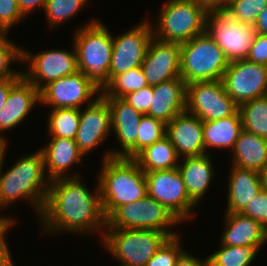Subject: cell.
<instances>
[{"label": "cell", "instance_id": "obj_1", "mask_svg": "<svg viewBox=\"0 0 267 266\" xmlns=\"http://www.w3.org/2000/svg\"><path fill=\"white\" fill-rule=\"evenodd\" d=\"M93 194L79 177L51 180L40 220L48 233L68 231L88 233L107 225L99 184ZM48 230V231H47Z\"/></svg>", "mask_w": 267, "mask_h": 266}, {"label": "cell", "instance_id": "obj_2", "mask_svg": "<svg viewBox=\"0 0 267 266\" xmlns=\"http://www.w3.org/2000/svg\"><path fill=\"white\" fill-rule=\"evenodd\" d=\"M104 214L147 195L145 172L133 158L112 157L102 161L98 178Z\"/></svg>", "mask_w": 267, "mask_h": 266}, {"label": "cell", "instance_id": "obj_3", "mask_svg": "<svg viewBox=\"0 0 267 266\" xmlns=\"http://www.w3.org/2000/svg\"><path fill=\"white\" fill-rule=\"evenodd\" d=\"M45 170L44 154L39 150L23 156L5 173L1 172L0 208L23 198L31 201L40 216L51 182L46 180Z\"/></svg>", "mask_w": 267, "mask_h": 266}, {"label": "cell", "instance_id": "obj_4", "mask_svg": "<svg viewBox=\"0 0 267 266\" xmlns=\"http://www.w3.org/2000/svg\"><path fill=\"white\" fill-rule=\"evenodd\" d=\"M92 20V21H91ZM77 29L73 40L78 71L102 92L109 84V68L113 50V35L102 22L91 19Z\"/></svg>", "mask_w": 267, "mask_h": 266}, {"label": "cell", "instance_id": "obj_5", "mask_svg": "<svg viewBox=\"0 0 267 266\" xmlns=\"http://www.w3.org/2000/svg\"><path fill=\"white\" fill-rule=\"evenodd\" d=\"M180 59V77L186 84L222 80L229 65L223 50L206 31L181 44Z\"/></svg>", "mask_w": 267, "mask_h": 266}, {"label": "cell", "instance_id": "obj_6", "mask_svg": "<svg viewBox=\"0 0 267 266\" xmlns=\"http://www.w3.org/2000/svg\"><path fill=\"white\" fill-rule=\"evenodd\" d=\"M159 13L156 39L184 43L205 32L207 8L195 0H168Z\"/></svg>", "mask_w": 267, "mask_h": 266}, {"label": "cell", "instance_id": "obj_7", "mask_svg": "<svg viewBox=\"0 0 267 266\" xmlns=\"http://www.w3.org/2000/svg\"><path fill=\"white\" fill-rule=\"evenodd\" d=\"M102 234L103 245L121 266H146L169 238L162 231L149 229H106Z\"/></svg>", "mask_w": 267, "mask_h": 266}, {"label": "cell", "instance_id": "obj_8", "mask_svg": "<svg viewBox=\"0 0 267 266\" xmlns=\"http://www.w3.org/2000/svg\"><path fill=\"white\" fill-rule=\"evenodd\" d=\"M181 223L161 203L145 195L136 202L119 206L108 218L105 229H149L169 237L178 235L170 226Z\"/></svg>", "mask_w": 267, "mask_h": 266}, {"label": "cell", "instance_id": "obj_9", "mask_svg": "<svg viewBox=\"0 0 267 266\" xmlns=\"http://www.w3.org/2000/svg\"><path fill=\"white\" fill-rule=\"evenodd\" d=\"M205 31L223 50L229 62L246 59L256 35L253 25L233 18L225 8L207 10Z\"/></svg>", "mask_w": 267, "mask_h": 266}, {"label": "cell", "instance_id": "obj_10", "mask_svg": "<svg viewBox=\"0 0 267 266\" xmlns=\"http://www.w3.org/2000/svg\"><path fill=\"white\" fill-rule=\"evenodd\" d=\"M239 106L226 93L222 80L187 84L186 111L203 122L234 115Z\"/></svg>", "mask_w": 267, "mask_h": 266}, {"label": "cell", "instance_id": "obj_11", "mask_svg": "<svg viewBox=\"0 0 267 266\" xmlns=\"http://www.w3.org/2000/svg\"><path fill=\"white\" fill-rule=\"evenodd\" d=\"M147 194L161 203L180 222L193 216L196 203L189 197L177 168L145 172ZM191 212V213H190Z\"/></svg>", "mask_w": 267, "mask_h": 266}, {"label": "cell", "instance_id": "obj_12", "mask_svg": "<svg viewBox=\"0 0 267 266\" xmlns=\"http://www.w3.org/2000/svg\"><path fill=\"white\" fill-rule=\"evenodd\" d=\"M222 82L226 93L240 106L267 95V66L246 59L229 62Z\"/></svg>", "mask_w": 267, "mask_h": 266}, {"label": "cell", "instance_id": "obj_13", "mask_svg": "<svg viewBox=\"0 0 267 266\" xmlns=\"http://www.w3.org/2000/svg\"><path fill=\"white\" fill-rule=\"evenodd\" d=\"M73 50H47L36 55L22 50V62H29L30 68L22 75L41 91L49 83L78 71L75 46Z\"/></svg>", "mask_w": 267, "mask_h": 266}, {"label": "cell", "instance_id": "obj_14", "mask_svg": "<svg viewBox=\"0 0 267 266\" xmlns=\"http://www.w3.org/2000/svg\"><path fill=\"white\" fill-rule=\"evenodd\" d=\"M151 22L148 20L131 28L123 34L113 37L112 58L109 68V82L118 74L142 65L153 36Z\"/></svg>", "mask_w": 267, "mask_h": 266}, {"label": "cell", "instance_id": "obj_15", "mask_svg": "<svg viewBox=\"0 0 267 266\" xmlns=\"http://www.w3.org/2000/svg\"><path fill=\"white\" fill-rule=\"evenodd\" d=\"M99 91L85 77V74L77 71L46 85L40 91V103L51 105L52 109H81L82 104L86 102H88V105L92 104L100 96L101 92ZM94 95H96V98Z\"/></svg>", "mask_w": 267, "mask_h": 266}, {"label": "cell", "instance_id": "obj_16", "mask_svg": "<svg viewBox=\"0 0 267 266\" xmlns=\"http://www.w3.org/2000/svg\"><path fill=\"white\" fill-rule=\"evenodd\" d=\"M113 130V112L100 95L92 104L80 109V122L75 138L79 151L86 153L101 145ZM110 132V133H109Z\"/></svg>", "mask_w": 267, "mask_h": 266}, {"label": "cell", "instance_id": "obj_17", "mask_svg": "<svg viewBox=\"0 0 267 266\" xmlns=\"http://www.w3.org/2000/svg\"><path fill=\"white\" fill-rule=\"evenodd\" d=\"M103 98L113 112V131L123 150L108 151L103 160L112 157L134 158L138 154V128L143 114L136 111L122 98Z\"/></svg>", "mask_w": 267, "mask_h": 266}, {"label": "cell", "instance_id": "obj_18", "mask_svg": "<svg viewBox=\"0 0 267 266\" xmlns=\"http://www.w3.org/2000/svg\"><path fill=\"white\" fill-rule=\"evenodd\" d=\"M180 49V43L151 39L141 65L148 85L180 77Z\"/></svg>", "mask_w": 267, "mask_h": 266}, {"label": "cell", "instance_id": "obj_19", "mask_svg": "<svg viewBox=\"0 0 267 266\" xmlns=\"http://www.w3.org/2000/svg\"><path fill=\"white\" fill-rule=\"evenodd\" d=\"M179 156L198 157L207 154L204 145L203 121L187 111L166 124L165 135Z\"/></svg>", "mask_w": 267, "mask_h": 266}, {"label": "cell", "instance_id": "obj_20", "mask_svg": "<svg viewBox=\"0 0 267 266\" xmlns=\"http://www.w3.org/2000/svg\"><path fill=\"white\" fill-rule=\"evenodd\" d=\"M37 102H40V91L22 75L11 86L6 104L0 111V132L19 125Z\"/></svg>", "mask_w": 267, "mask_h": 266}, {"label": "cell", "instance_id": "obj_21", "mask_svg": "<svg viewBox=\"0 0 267 266\" xmlns=\"http://www.w3.org/2000/svg\"><path fill=\"white\" fill-rule=\"evenodd\" d=\"M152 89V103L146 115L167 124L186 111L187 84L181 77L154 85Z\"/></svg>", "mask_w": 267, "mask_h": 266}, {"label": "cell", "instance_id": "obj_22", "mask_svg": "<svg viewBox=\"0 0 267 266\" xmlns=\"http://www.w3.org/2000/svg\"><path fill=\"white\" fill-rule=\"evenodd\" d=\"M226 226L221 238L222 245H253L258 250L267 242V229L255 219L242 213H225Z\"/></svg>", "mask_w": 267, "mask_h": 266}, {"label": "cell", "instance_id": "obj_23", "mask_svg": "<svg viewBox=\"0 0 267 266\" xmlns=\"http://www.w3.org/2000/svg\"><path fill=\"white\" fill-rule=\"evenodd\" d=\"M44 154L45 170L48 172L49 180L65 177H78L77 174L70 176L66 170L73 165V163H80L83 154L79 151L75 140L69 138L51 137L50 142L46 147L40 149Z\"/></svg>", "mask_w": 267, "mask_h": 266}, {"label": "cell", "instance_id": "obj_24", "mask_svg": "<svg viewBox=\"0 0 267 266\" xmlns=\"http://www.w3.org/2000/svg\"><path fill=\"white\" fill-rule=\"evenodd\" d=\"M228 179V202L225 213H241L262 190L259 172L232 165Z\"/></svg>", "mask_w": 267, "mask_h": 266}, {"label": "cell", "instance_id": "obj_25", "mask_svg": "<svg viewBox=\"0 0 267 266\" xmlns=\"http://www.w3.org/2000/svg\"><path fill=\"white\" fill-rule=\"evenodd\" d=\"M208 154L186 157L177 167L189 197L197 204L208 190L213 178V164Z\"/></svg>", "mask_w": 267, "mask_h": 266}, {"label": "cell", "instance_id": "obj_26", "mask_svg": "<svg viewBox=\"0 0 267 266\" xmlns=\"http://www.w3.org/2000/svg\"><path fill=\"white\" fill-rule=\"evenodd\" d=\"M232 164L260 172L267 166V139L242 130L233 149Z\"/></svg>", "mask_w": 267, "mask_h": 266}, {"label": "cell", "instance_id": "obj_27", "mask_svg": "<svg viewBox=\"0 0 267 266\" xmlns=\"http://www.w3.org/2000/svg\"><path fill=\"white\" fill-rule=\"evenodd\" d=\"M243 130L239 110L232 116L203 122L205 151L209 147L234 149L236 141Z\"/></svg>", "mask_w": 267, "mask_h": 266}, {"label": "cell", "instance_id": "obj_28", "mask_svg": "<svg viewBox=\"0 0 267 266\" xmlns=\"http://www.w3.org/2000/svg\"><path fill=\"white\" fill-rule=\"evenodd\" d=\"M133 159L144 172L174 169L180 162L175 147L166 136L145 147Z\"/></svg>", "mask_w": 267, "mask_h": 266}, {"label": "cell", "instance_id": "obj_29", "mask_svg": "<svg viewBox=\"0 0 267 266\" xmlns=\"http://www.w3.org/2000/svg\"><path fill=\"white\" fill-rule=\"evenodd\" d=\"M243 129L267 139V95L239 106Z\"/></svg>", "mask_w": 267, "mask_h": 266}, {"label": "cell", "instance_id": "obj_30", "mask_svg": "<svg viewBox=\"0 0 267 266\" xmlns=\"http://www.w3.org/2000/svg\"><path fill=\"white\" fill-rule=\"evenodd\" d=\"M50 111L47 123L50 137L75 140L80 122V109L55 108Z\"/></svg>", "mask_w": 267, "mask_h": 266}, {"label": "cell", "instance_id": "obj_31", "mask_svg": "<svg viewBox=\"0 0 267 266\" xmlns=\"http://www.w3.org/2000/svg\"><path fill=\"white\" fill-rule=\"evenodd\" d=\"M142 67H136L128 72L115 75L101 92L102 97L122 98L128 93L136 92L147 86Z\"/></svg>", "mask_w": 267, "mask_h": 266}, {"label": "cell", "instance_id": "obj_32", "mask_svg": "<svg viewBox=\"0 0 267 266\" xmlns=\"http://www.w3.org/2000/svg\"><path fill=\"white\" fill-rule=\"evenodd\" d=\"M220 246L219 250L208 256L210 266H250L259 251L253 245Z\"/></svg>", "mask_w": 267, "mask_h": 266}, {"label": "cell", "instance_id": "obj_33", "mask_svg": "<svg viewBox=\"0 0 267 266\" xmlns=\"http://www.w3.org/2000/svg\"><path fill=\"white\" fill-rule=\"evenodd\" d=\"M88 0H46L44 12L50 28L61 24L74 16Z\"/></svg>", "mask_w": 267, "mask_h": 266}, {"label": "cell", "instance_id": "obj_34", "mask_svg": "<svg viewBox=\"0 0 267 266\" xmlns=\"http://www.w3.org/2000/svg\"><path fill=\"white\" fill-rule=\"evenodd\" d=\"M267 6V0H230L225 9L240 22L253 25Z\"/></svg>", "mask_w": 267, "mask_h": 266}, {"label": "cell", "instance_id": "obj_35", "mask_svg": "<svg viewBox=\"0 0 267 266\" xmlns=\"http://www.w3.org/2000/svg\"><path fill=\"white\" fill-rule=\"evenodd\" d=\"M138 129V153L166 135V124L148 115L142 116Z\"/></svg>", "mask_w": 267, "mask_h": 266}, {"label": "cell", "instance_id": "obj_36", "mask_svg": "<svg viewBox=\"0 0 267 266\" xmlns=\"http://www.w3.org/2000/svg\"><path fill=\"white\" fill-rule=\"evenodd\" d=\"M11 43L6 38L0 44V81L7 79H19L22 76V72L10 69L12 61H22V48Z\"/></svg>", "mask_w": 267, "mask_h": 266}, {"label": "cell", "instance_id": "obj_37", "mask_svg": "<svg viewBox=\"0 0 267 266\" xmlns=\"http://www.w3.org/2000/svg\"><path fill=\"white\" fill-rule=\"evenodd\" d=\"M179 240V234L169 237L147 262L146 266H175L177 259L185 251L181 248Z\"/></svg>", "mask_w": 267, "mask_h": 266}, {"label": "cell", "instance_id": "obj_38", "mask_svg": "<svg viewBox=\"0 0 267 266\" xmlns=\"http://www.w3.org/2000/svg\"><path fill=\"white\" fill-rule=\"evenodd\" d=\"M241 213L255 219L267 229V192L261 190Z\"/></svg>", "mask_w": 267, "mask_h": 266}, {"label": "cell", "instance_id": "obj_39", "mask_svg": "<svg viewBox=\"0 0 267 266\" xmlns=\"http://www.w3.org/2000/svg\"><path fill=\"white\" fill-rule=\"evenodd\" d=\"M151 97H153V89L152 86L147 85L139 91L126 94L122 99L136 111L146 115L152 103Z\"/></svg>", "mask_w": 267, "mask_h": 266}, {"label": "cell", "instance_id": "obj_40", "mask_svg": "<svg viewBox=\"0 0 267 266\" xmlns=\"http://www.w3.org/2000/svg\"><path fill=\"white\" fill-rule=\"evenodd\" d=\"M23 18L17 0H0V25L7 31Z\"/></svg>", "mask_w": 267, "mask_h": 266}, {"label": "cell", "instance_id": "obj_41", "mask_svg": "<svg viewBox=\"0 0 267 266\" xmlns=\"http://www.w3.org/2000/svg\"><path fill=\"white\" fill-rule=\"evenodd\" d=\"M246 60L267 66V35L256 33Z\"/></svg>", "mask_w": 267, "mask_h": 266}, {"label": "cell", "instance_id": "obj_42", "mask_svg": "<svg viewBox=\"0 0 267 266\" xmlns=\"http://www.w3.org/2000/svg\"><path fill=\"white\" fill-rule=\"evenodd\" d=\"M175 266H210L208 257L205 260H199L187 252H183L177 259Z\"/></svg>", "mask_w": 267, "mask_h": 266}, {"label": "cell", "instance_id": "obj_43", "mask_svg": "<svg viewBox=\"0 0 267 266\" xmlns=\"http://www.w3.org/2000/svg\"><path fill=\"white\" fill-rule=\"evenodd\" d=\"M46 0H17L18 7L23 16L27 15L35 7H42L43 11L45 8Z\"/></svg>", "mask_w": 267, "mask_h": 266}, {"label": "cell", "instance_id": "obj_44", "mask_svg": "<svg viewBox=\"0 0 267 266\" xmlns=\"http://www.w3.org/2000/svg\"><path fill=\"white\" fill-rule=\"evenodd\" d=\"M9 251V246L4 238H0V266H10L13 263L12 256Z\"/></svg>", "mask_w": 267, "mask_h": 266}, {"label": "cell", "instance_id": "obj_45", "mask_svg": "<svg viewBox=\"0 0 267 266\" xmlns=\"http://www.w3.org/2000/svg\"><path fill=\"white\" fill-rule=\"evenodd\" d=\"M18 79H7L0 81V111L5 106L10 88Z\"/></svg>", "mask_w": 267, "mask_h": 266}, {"label": "cell", "instance_id": "obj_46", "mask_svg": "<svg viewBox=\"0 0 267 266\" xmlns=\"http://www.w3.org/2000/svg\"><path fill=\"white\" fill-rule=\"evenodd\" d=\"M256 33L267 35V6L258 15V18L254 24Z\"/></svg>", "mask_w": 267, "mask_h": 266}, {"label": "cell", "instance_id": "obj_47", "mask_svg": "<svg viewBox=\"0 0 267 266\" xmlns=\"http://www.w3.org/2000/svg\"><path fill=\"white\" fill-rule=\"evenodd\" d=\"M203 4L207 9L211 8H225L230 0H195Z\"/></svg>", "mask_w": 267, "mask_h": 266}, {"label": "cell", "instance_id": "obj_48", "mask_svg": "<svg viewBox=\"0 0 267 266\" xmlns=\"http://www.w3.org/2000/svg\"><path fill=\"white\" fill-rule=\"evenodd\" d=\"M15 220L12 218L0 217V238L5 235L6 231L13 225Z\"/></svg>", "mask_w": 267, "mask_h": 266}, {"label": "cell", "instance_id": "obj_49", "mask_svg": "<svg viewBox=\"0 0 267 266\" xmlns=\"http://www.w3.org/2000/svg\"><path fill=\"white\" fill-rule=\"evenodd\" d=\"M6 138H0V175H1V171H2V167H3V163H4V156H5V150H6V142L5 141Z\"/></svg>", "mask_w": 267, "mask_h": 266}, {"label": "cell", "instance_id": "obj_50", "mask_svg": "<svg viewBox=\"0 0 267 266\" xmlns=\"http://www.w3.org/2000/svg\"><path fill=\"white\" fill-rule=\"evenodd\" d=\"M259 176H260L261 188L262 190L267 192V166L259 172Z\"/></svg>", "mask_w": 267, "mask_h": 266}, {"label": "cell", "instance_id": "obj_51", "mask_svg": "<svg viewBox=\"0 0 267 266\" xmlns=\"http://www.w3.org/2000/svg\"><path fill=\"white\" fill-rule=\"evenodd\" d=\"M8 31L0 25V44L7 38L6 33Z\"/></svg>", "mask_w": 267, "mask_h": 266}]
</instances>
